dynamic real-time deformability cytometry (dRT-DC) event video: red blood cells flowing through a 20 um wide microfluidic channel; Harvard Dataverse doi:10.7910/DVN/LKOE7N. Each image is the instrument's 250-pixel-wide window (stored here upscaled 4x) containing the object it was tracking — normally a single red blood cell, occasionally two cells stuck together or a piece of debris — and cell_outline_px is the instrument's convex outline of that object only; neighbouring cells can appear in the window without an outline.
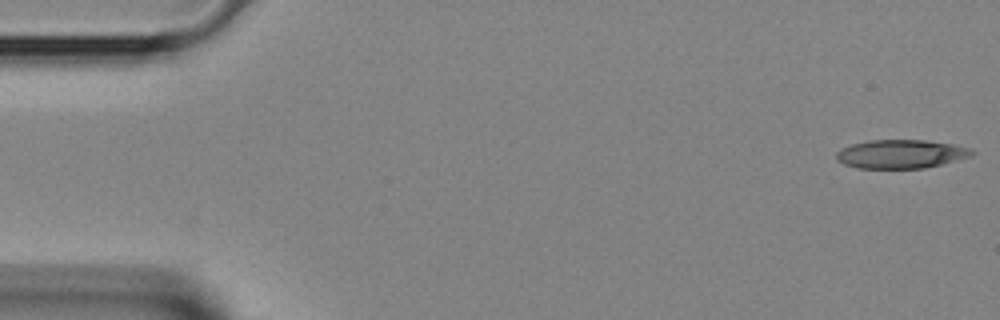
{"species": "Egyptian fruit bat (a non-hibernating species)", "species_latin": "Rousettus aegyptiacus", "temperature_condition": "room temperature", "stored_images_in_passage": 3, "camera_frame_rate_fps": 3000, "um_per_image_px": 0.085, "animal": {"sex": "female"}, "frame": {"image": 1, "passage_image": 1, "time_ms": 0.0, "image_size_px": [1000, 320], "cell_outline_px": [[976, 152], [972, 156], [924, 168], [856, 168], [844, 164], [836, 160], [836, 152], [840, 148], [852, 144], [868, 140], [924, 140], [952, 144], [972, 148]], "centroid_in_image_um": [76.56, 13.09], "position_along_channel_um": 8.4, "area_um2": 22.72}}
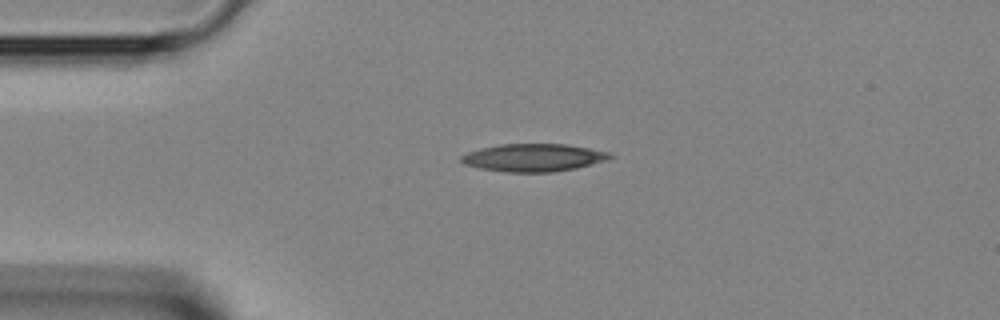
{"frame": {"image": 2, "passage_image": 3, "time_ms": 0.667, "image_size_px": [1000, 320], "cell_outline_px": [[616, 156], [608, 160], [576, 168], [552, 172], [508, 172], [480, 168], [464, 164], [460, 160], [460, 156], [468, 152], [480, 148], [500, 144], [568, 144], [612, 152]], "centroid_in_image_um": [45.4, 13.39], "position_along_channel_um": 39.6, "area_um2": 24.22}}